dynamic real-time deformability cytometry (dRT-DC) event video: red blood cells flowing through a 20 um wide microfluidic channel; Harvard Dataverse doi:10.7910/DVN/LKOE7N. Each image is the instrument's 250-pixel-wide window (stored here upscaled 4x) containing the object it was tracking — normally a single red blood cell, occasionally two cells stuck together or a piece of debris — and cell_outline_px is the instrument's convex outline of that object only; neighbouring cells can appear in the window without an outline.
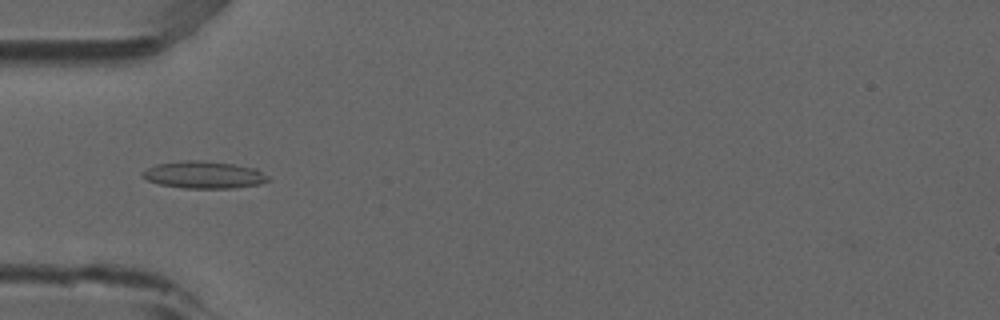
{"species": "common noctule bat (a hibernating species)", "species_latin": "Nyctalus noctula", "temperature_condition": "room temperature", "stored_images_in_passage": 46, "camera_frame_rate_fps": 3000, "um_per_image_px": 0.085, "animal": {"sex": "male", "forearm_length_mm": 52.5}, "frame": {"image": 1, "passage_image": 10, "time_ms": 3.0, "image_size_px": [1000, 320], "cell_outline_px": [[272, 180], [260, 184], [232, 188], [184, 188], [160, 184], [148, 180], [140, 176], [140, 172], [156, 164], [180, 160], [200, 160], [232, 164], [256, 168], [268, 176]], "centroid_in_image_um": [17.32, 14.85], "position_along_channel_um": 67.7, "area_um2": 20.0}}
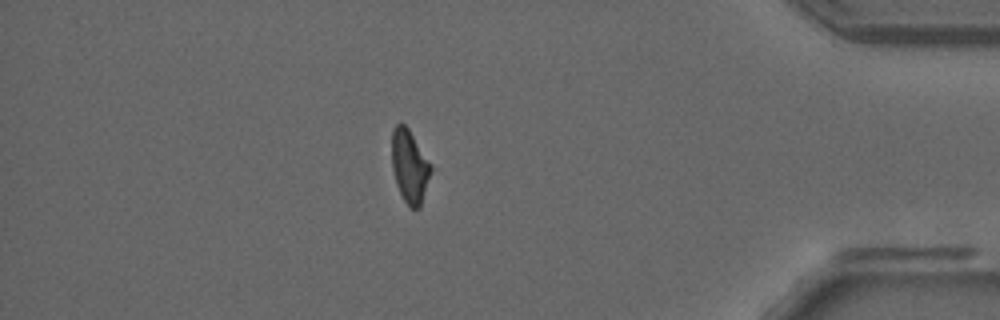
{"frame": {"image": 2, "passage_image": 39, "time_ms": 12.667, "image_size_px": [1000, 320], "cell_outline_px": [[432, 168], [420, 208], [408, 208], [396, 184], [392, 168], [392, 128], [400, 120], [408, 128], [432, 164]], "centroid_in_image_um": [34.81, 14.11], "position_along_channel_um": 400.4, "area_um2": 16.76}}
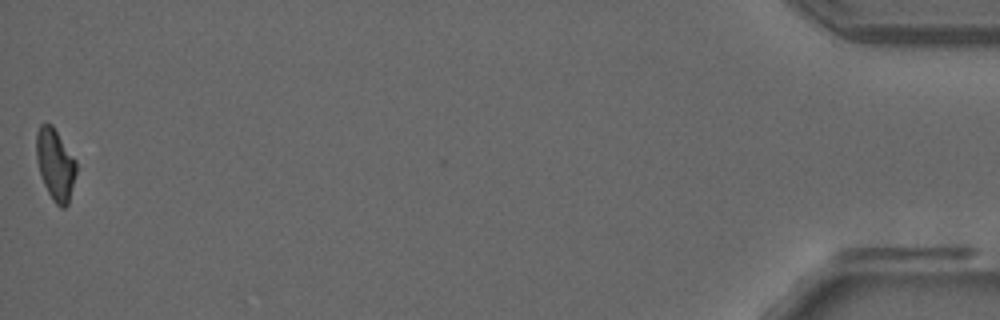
{"frame": {"image": 3, "passage_image": 46, "time_ms": 15.0, "image_size_px": [1000, 320], "cell_outline_px": [[76, 172], [68, 204], [64, 208], [60, 208], [52, 200], [44, 184], [36, 160], [36, 132], [40, 124], [52, 124], [76, 160]], "centroid_in_image_um": [4.69, 13.97], "position_along_channel_um": 430.5, "area_um2": 16.59}, "authors_computed_cell_mechanics": {"area_um2": 18.1203, "velocity_mm_per_s": 3.8589, "shape_relaxation_time_tau1_ms": null, "shape_relaxation_time_tau2_ms": 1.3265, "deformation_change_tau1": null, "deformation_change_tau2": 0.0979}}